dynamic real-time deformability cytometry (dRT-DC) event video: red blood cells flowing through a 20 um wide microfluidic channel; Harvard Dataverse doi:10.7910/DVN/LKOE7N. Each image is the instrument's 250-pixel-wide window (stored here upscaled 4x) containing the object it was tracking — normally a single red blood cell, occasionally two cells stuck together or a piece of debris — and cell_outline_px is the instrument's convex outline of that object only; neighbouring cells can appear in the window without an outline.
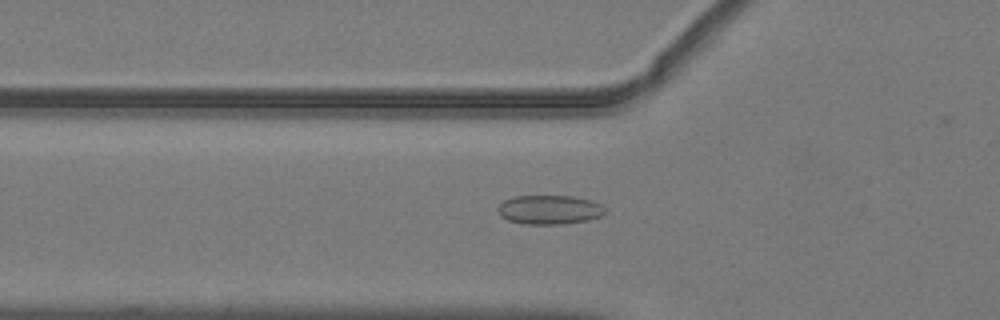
{"species": "common noctule bat (a hibernating species)", "species_latin": "Nyctalus noctula", "temperature_condition": "warm", "stored_images_in_passage": 52, "camera_frame_rate_fps": 3000, "um_per_image_px": 0.085, "animal": {"sex": "male", "body_mass_g": 19.2, "forearm_length_mm": 51.8}, "frame": {"image": 1, "passage_image": 19, "time_ms": 6.0, "image_size_px": [1000, 320], "cell_outline_px": [[604, 212], [600, 216], [588, 220], [560, 224], [524, 224], [508, 220], [500, 216], [496, 212], [496, 208], [504, 200], [512, 196], [572, 196], [592, 200], [600, 204], [604, 208]], "centroid_in_image_um": [46.64, 17.82], "position_along_channel_um": 79.2, "area_um2": 18.26}}
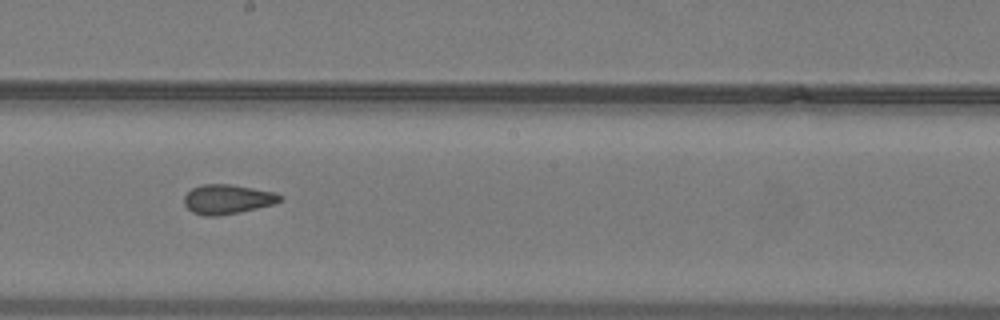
{"frame": {"image": 2, "passage_image": 30, "time_ms": 9.667, "image_size_px": [1000, 320], "cell_outline_px": [[284, 196], [280, 200], [272, 204], [256, 208], [220, 216], [204, 216], [192, 212], [184, 204], [184, 196], [192, 188], [204, 184], [232, 184], [276, 192]], "centroid_in_image_um": [19.32, 16.93], "position_along_channel_um": 228.9, "area_um2": 16.47}}
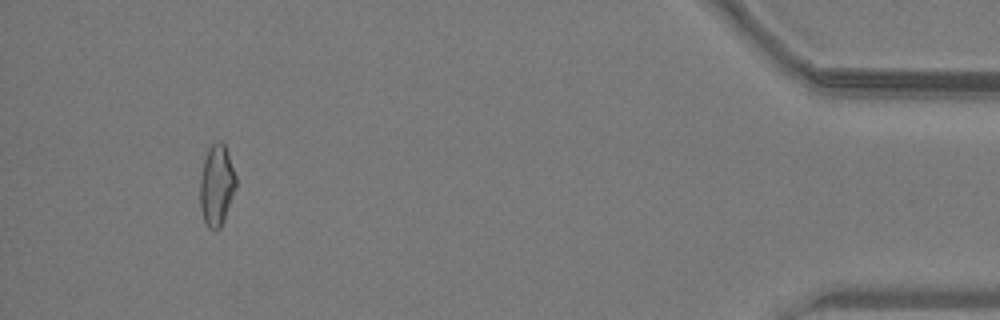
{"frame": {"image": 3, "passage_image": 49, "time_ms": 16.0, "image_size_px": [1000, 320], "cell_outline_px": [[236, 188], [224, 220], [220, 228], [216, 232], [208, 228], [204, 220], [200, 208], [200, 176], [204, 156], [208, 148], [216, 140], [220, 140], [224, 144], [236, 176]], "centroid_in_image_um": [18.4, 15.76], "position_along_channel_um": 416.8, "area_um2": 17.22}, "authors_computed_cell_mechanics": {"area_um2": 17.1666, "velocity_mm_per_s": 4.0631, "shape_relaxation_time_tau1_ms": null, "shape_relaxation_time_tau2_ms": 1.9631, "deformation_change_tau1": null, "deformation_change_tau2": 0.0843}}